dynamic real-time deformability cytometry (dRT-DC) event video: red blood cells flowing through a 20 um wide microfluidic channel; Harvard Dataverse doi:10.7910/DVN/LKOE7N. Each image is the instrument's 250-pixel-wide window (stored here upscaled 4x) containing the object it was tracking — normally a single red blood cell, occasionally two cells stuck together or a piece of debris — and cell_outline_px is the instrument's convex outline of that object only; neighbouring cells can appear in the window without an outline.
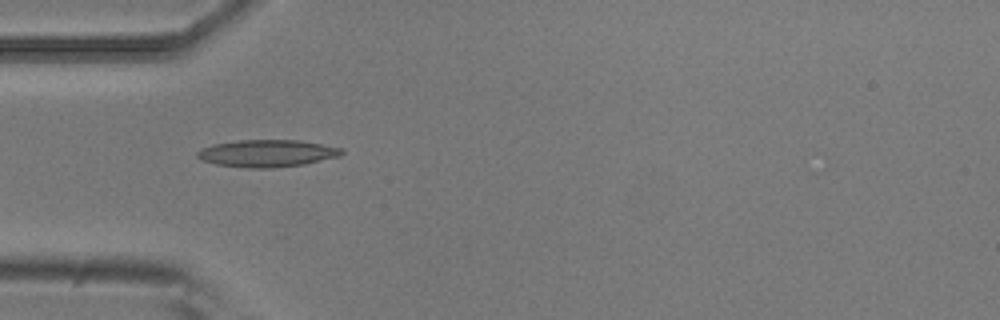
{"species": "common noctule bat (a hibernating species)", "species_latin": "Nyctalus noctula", "temperature_condition": "room temperature", "stored_images_in_passage": 3, "camera_frame_rate_fps": 3000, "um_per_image_px": 0.085, "animal": {"sex": "male", "body_mass_g": 20.5, "forearm_length_mm": 52.5}, "frame": {"image": 1, "passage_image": 2, "time_ms": 0.333, "image_size_px": [1000, 320], "cell_outline_px": [[344, 152], [340, 156], [304, 164], [268, 168], [248, 168], [216, 164], [204, 160], [196, 156], [196, 152], [212, 144], [240, 140], [300, 140], [344, 148]], "centroid_in_image_um": [22.74, 13.02], "position_along_channel_um": 62.3, "area_um2": 22.77}}
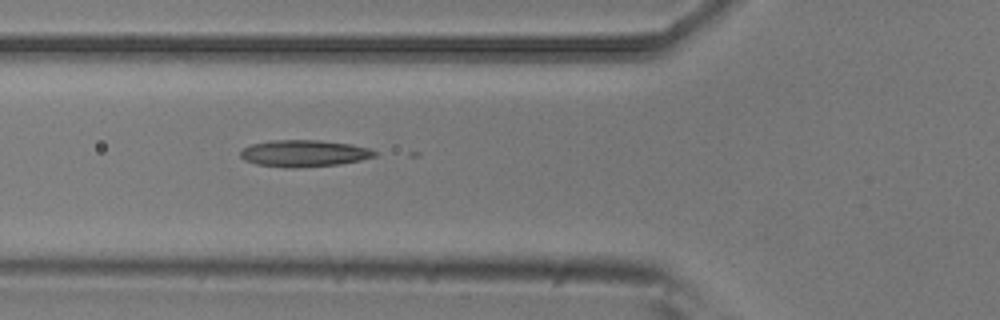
{"frame": {"image": 2, "passage_image": 3, "time_ms": 0.667, "image_size_px": [1000, 320], "cell_outline_px": [[376, 156], [360, 160], [340, 164], [296, 168], [292, 168], [256, 164], [244, 160], [240, 156], [240, 152], [244, 148], [252, 144], [272, 140], [316, 140], [352, 144], [368, 148], [376, 152]], "centroid_in_image_um": [25.84, 13.04], "position_along_channel_um": 100.0, "area_um2": 20.81}}